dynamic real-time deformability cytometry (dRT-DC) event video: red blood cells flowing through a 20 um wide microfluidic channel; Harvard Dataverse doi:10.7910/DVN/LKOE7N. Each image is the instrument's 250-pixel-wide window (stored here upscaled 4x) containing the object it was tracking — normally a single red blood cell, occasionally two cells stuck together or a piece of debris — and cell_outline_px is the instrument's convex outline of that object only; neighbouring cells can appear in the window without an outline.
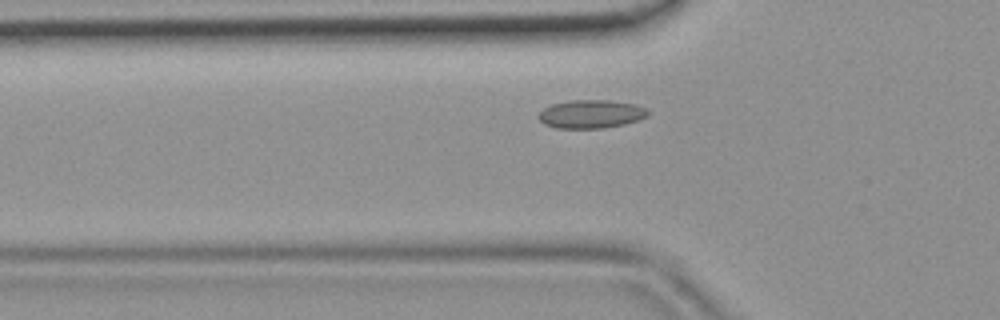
{"species": "common noctule bat (a hibernating species)", "species_latin": "Nyctalus noctula", "temperature_condition": "room temperature", "stored_images_in_passage": 40, "camera_frame_rate_fps": 3000, "um_per_image_px": 0.085, "animal": {"sex": "female", "body_mass_g": 19.9}, "frame": {"image": 1, "passage_image": 8, "time_ms": 2.333, "image_size_px": [1000, 320], "cell_outline_px": [[652, 112], [648, 116], [624, 124], [604, 128], [556, 128], [544, 124], [536, 116], [544, 108], [552, 104], [572, 100], [608, 100], [636, 104], [648, 108]], "centroid_in_image_um": [50.27, 9.69], "position_along_channel_um": 75.5, "area_um2": 18.21}}
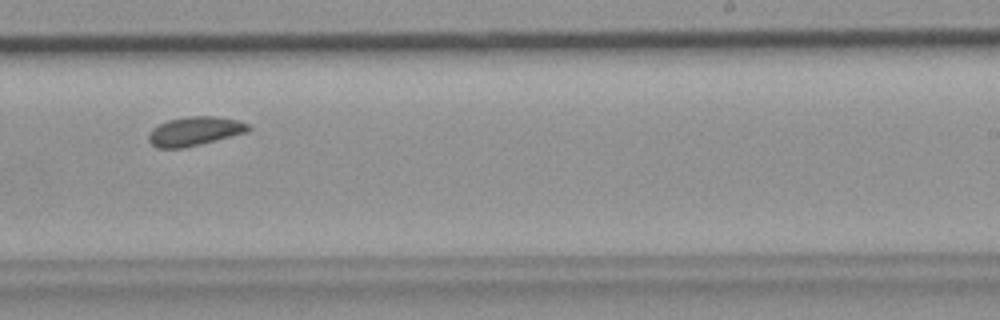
{"frame": {"image": 2, "passage_image": 22, "time_ms": 7.0, "image_size_px": [1000, 320], "cell_outline_px": [[252, 128], [248, 132], [200, 144], [180, 148], [156, 148], [148, 140], [148, 136], [152, 128], [168, 120], [188, 116], [216, 116], [236, 120], [248, 124]], "centroid_in_image_um": [16.55, 11.15], "position_along_channel_um": 272.5, "area_um2": 16.76}}
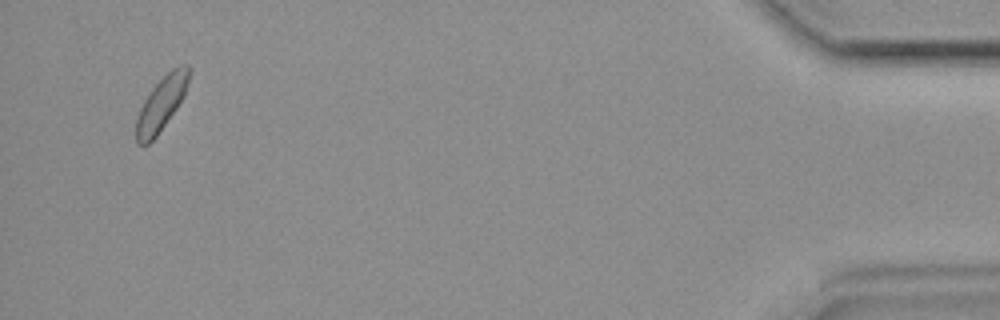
{"frame": {"image": 3, "passage_image": 38, "time_ms": 12.333, "image_size_px": [1000, 320], "cell_outline_px": [[192, 68], [184, 96], [176, 108], [156, 136], [148, 144], [136, 144], [136, 120], [140, 108], [144, 100], [152, 88], [172, 68], [180, 64], [188, 64]], "centroid_in_image_um": [13.74, 8.77], "position_along_channel_um": 421.5, "area_um2": 16.42}}